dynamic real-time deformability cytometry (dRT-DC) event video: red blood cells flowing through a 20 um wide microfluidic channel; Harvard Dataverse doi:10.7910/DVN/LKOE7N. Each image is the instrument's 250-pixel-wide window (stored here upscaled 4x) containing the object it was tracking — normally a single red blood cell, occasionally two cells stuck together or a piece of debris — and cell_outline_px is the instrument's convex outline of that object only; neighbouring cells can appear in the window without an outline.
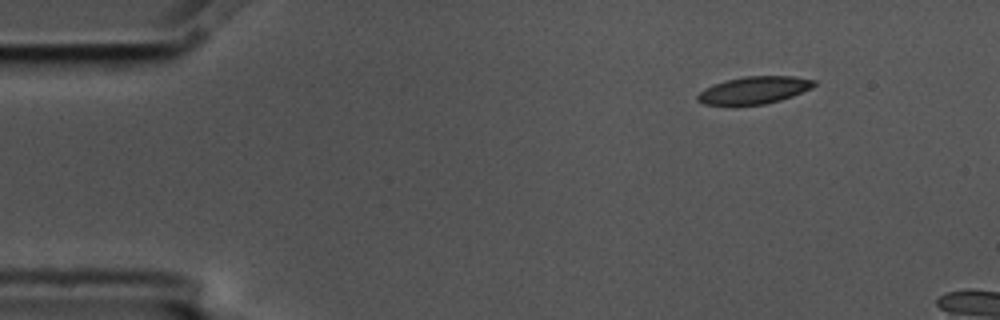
{"species": "common noctule bat (a hibernating species)", "species_latin": "Nyctalus noctula", "temperature_condition": "cold", "stored_images_in_passage": 4, "camera_frame_rate_fps": 3000, "um_per_image_px": 0.085, "animal": {"sex": "male", "body_mass_g": 17.5, "forearm_length_mm": 52.3}, "frame": {"image": 1, "passage_image": 1, "time_ms": 0.0, "image_size_px": [1000, 320], "cell_outline_px": [[816, 84], [812, 88], [792, 96], [780, 100], [764, 104], [704, 104], [696, 100], [696, 96], [704, 88], [712, 84], [724, 80], [744, 76], [796, 76], [816, 80]], "centroid_in_image_um": [64.11, 7.64], "position_along_channel_um": 20.9, "area_um2": 18.55}}